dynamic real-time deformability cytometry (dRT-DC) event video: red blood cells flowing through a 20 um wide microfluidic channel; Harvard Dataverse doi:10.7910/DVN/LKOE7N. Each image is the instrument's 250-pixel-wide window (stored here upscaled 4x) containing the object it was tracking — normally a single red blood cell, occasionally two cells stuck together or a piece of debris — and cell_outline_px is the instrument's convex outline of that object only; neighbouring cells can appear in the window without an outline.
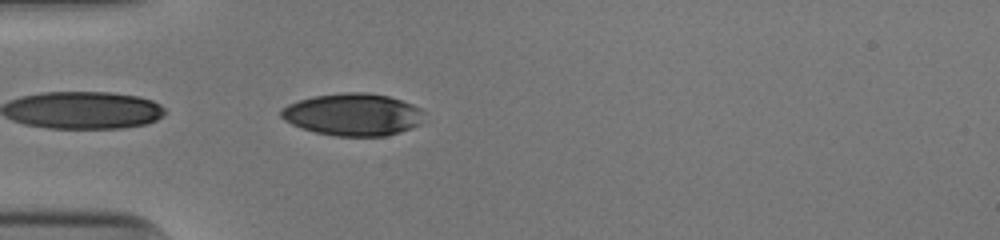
{"species": "human", "species_latin": "Homo sapiens", "temperature_condition": "cold", "stored_images_in_passage": 8, "camera_frame_rate_fps": 3000, "um_per_image_px": 0.085, "donor": {"sex": "male"}, "frame": {"image": 1, "passage_image": 1, "time_ms": 0.0, "image_size_px": [1000, 240], "cell_outline_px": [[424, 112], [420, 124], [412, 128], [400, 132], [384, 136], [336, 136], [316, 132], [292, 124], [284, 120], [280, 116], [280, 112], [288, 104], [312, 96], [344, 92], [368, 92], [388, 96], [412, 104], [420, 108]], "centroid_in_image_um": [30.02, 9.73], "position_along_channel_um": 55.0, "area_um2": 35.14}}
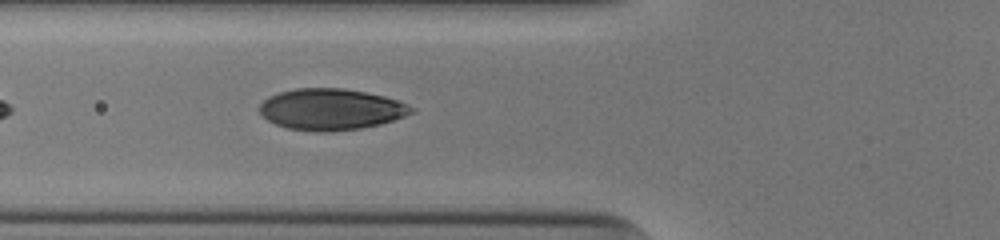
{"frame": {"image": 2, "passage_image": 5, "time_ms": 1.333, "image_size_px": [1000, 240], "cell_outline_px": [[416, 112], [380, 124], [360, 128], [332, 132], [320, 132], [288, 128], [276, 124], [268, 120], [260, 112], [260, 104], [268, 96], [280, 92], [296, 88], [344, 88], [384, 96], [400, 100], [416, 108]], "centroid_in_image_um": [28.17, 9.29], "position_along_channel_um": 97.6, "area_um2": 36.59}}